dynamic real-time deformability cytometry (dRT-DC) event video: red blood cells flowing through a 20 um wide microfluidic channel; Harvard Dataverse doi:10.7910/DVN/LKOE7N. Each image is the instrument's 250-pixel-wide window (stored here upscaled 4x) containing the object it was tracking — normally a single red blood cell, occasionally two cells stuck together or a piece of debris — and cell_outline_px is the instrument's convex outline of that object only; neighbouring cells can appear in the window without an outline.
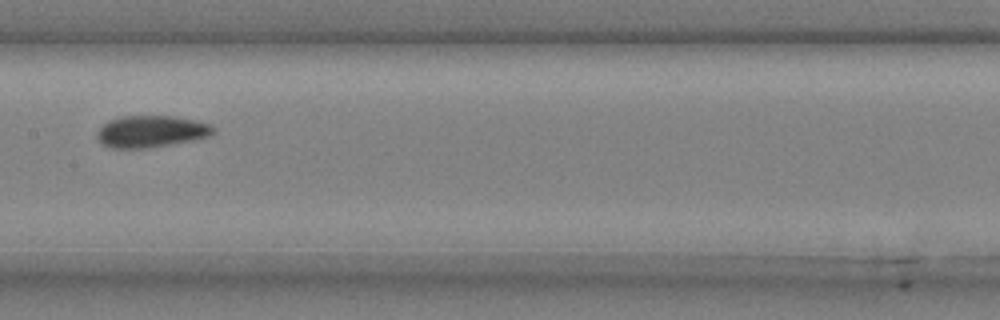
{"species": "common noctule bat (a hibernating species)", "species_latin": "Nyctalus noctula", "temperature_condition": "cold", "stored_images_in_passage": 5, "camera_frame_rate_fps": 3000, "um_per_image_px": 0.085, "animal": {"sex": "male", "body_mass_g": 20.4}, "frame": {"image": 1, "passage_image": 5, "time_ms": 1.333, "image_size_px": [1000, 320], "cell_outline_px": [[216, 132], [208, 136], [192, 140], [148, 148], [112, 148], [100, 144], [96, 136], [96, 132], [108, 120], [120, 116], [172, 116], [196, 120], [212, 124], [216, 128]], "centroid_in_image_um": [12.84, 11.17], "position_along_channel_um": 194.6, "area_um2": 21.73}}